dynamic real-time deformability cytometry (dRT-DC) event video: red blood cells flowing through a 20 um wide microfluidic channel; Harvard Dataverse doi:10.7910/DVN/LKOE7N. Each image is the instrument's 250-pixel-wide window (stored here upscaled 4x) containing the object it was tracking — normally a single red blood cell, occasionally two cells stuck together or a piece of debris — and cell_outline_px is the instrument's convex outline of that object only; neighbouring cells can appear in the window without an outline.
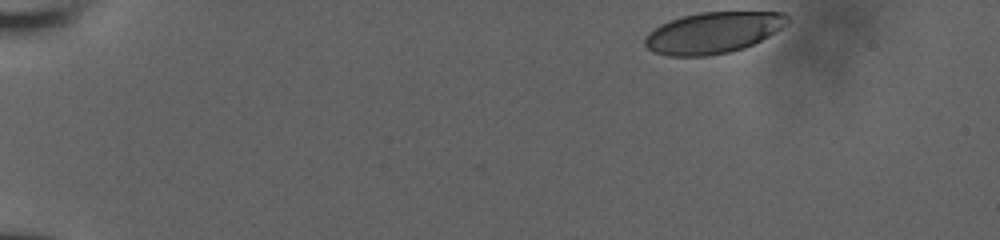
{"species": "human", "species_latin": "Homo sapiens", "temperature_condition": "room temperature", "stored_images_in_passage": 12, "camera_frame_rate_fps": 3000, "um_per_image_px": 0.085, "donor": {"sex": "male"}, "frame": {"image": 1, "passage_image": 1, "time_ms": 0.0, "image_size_px": [1000, 240], "cell_outline_px": [[792, 20], [788, 24], [768, 36], [744, 48], [728, 52], [708, 56], [668, 56], [652, 52], [644, 44], [644, 36], [648, 32], [660, 24], [684, 16], [700, 12], [784, 12]], "centroid_in_image_um": [60.61, 2.78], "position_along_channel_um": 24.4, "area_um2": 34.33}}
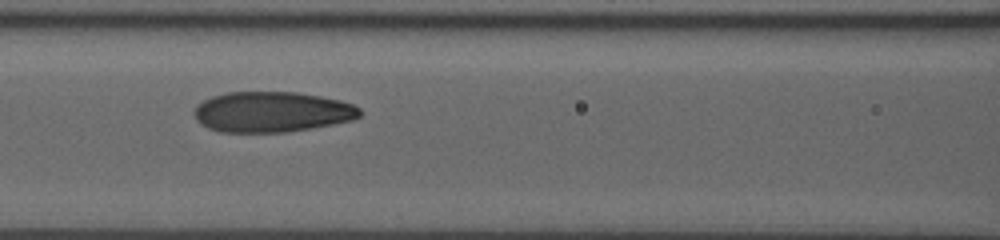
{"frame": {"image": 2, "passage_image": 10, "time_ms": 6.333, "image_size_px": [1000, 240], "cell_outline_px": [[360, 116], [352, 120], [312, 128], [284, 132], [220, 132], [208, 128], [196, 120], [196, 104], [212, 96], [228, 92], [296, 92], [320, 96], [340, 100], [352, 104], [360, 108]], "centroid_in_image_um": [23.11, 9.51], "position_along_channel_um": 143.5, "area_um2": 38.96}}
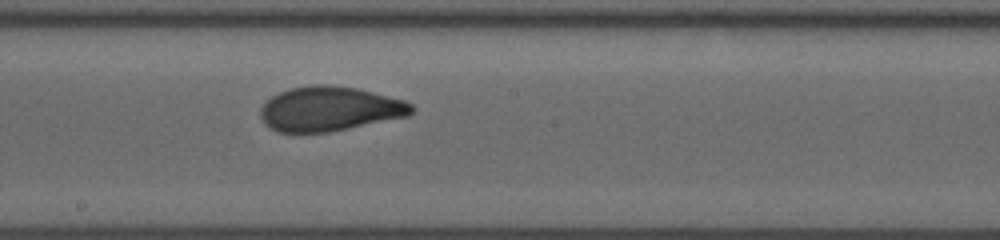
{"frame": {"image": 3, "passage_image": 12, "time_ms": 8.333, "image_size_px": [1000, 240], "cell_outline_px": [[416, 108], [408, 116], [328, 132], [276, 132], [268, 128], [264, 124], [260, 116], [260, 108], [272, 96], [280, 92], [292, 88], [312, 84], [328, 84], [356, 88], [404, 100], [412, 104]], "centroid_in_image_um": [28.0, 9.25], "position_along_channel_um": 220.2, "area_um2": 39.19}}